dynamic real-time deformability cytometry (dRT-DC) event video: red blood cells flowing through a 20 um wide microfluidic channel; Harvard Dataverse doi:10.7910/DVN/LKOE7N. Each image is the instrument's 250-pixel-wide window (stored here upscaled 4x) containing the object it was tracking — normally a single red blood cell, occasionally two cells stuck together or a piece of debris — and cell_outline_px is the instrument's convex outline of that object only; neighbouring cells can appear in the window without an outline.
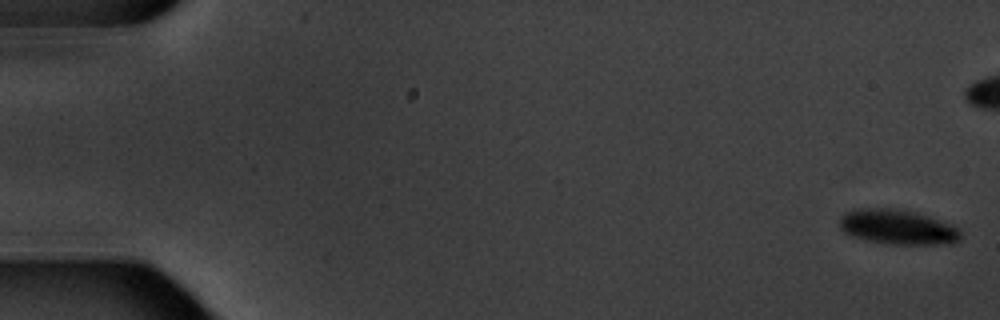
{"species": "common noctule bat (a hibernating species)", "species_latin": "Nyctalus noctula", "temperature_condition": "warm", "stored_images_in_passage": 6, "camera_frame_rate_fps": 3000, "um_per_image_px": 0.085, "animal": {"sex": "male", "body_mass_g": 20.1, "forearm_length_mm": 53.5}, "frame": {"image": 1, "passage_image": 1, "time_ms": 0.0, "image_size_px": [1000, 320], "cell_outline_px": [[960, 240], [936, 244], [892, 244], [868, 240], [852, 236], [844, 232], [840, 228], [840, 216], [844, 212], [852, 208], [896, 208], [916, 212], [928, 216], [960, 228]], "centroid_in_image_um": [76.24, 19.27], "position_along_channel_um": 8.8, "area_um2": 24.51}}
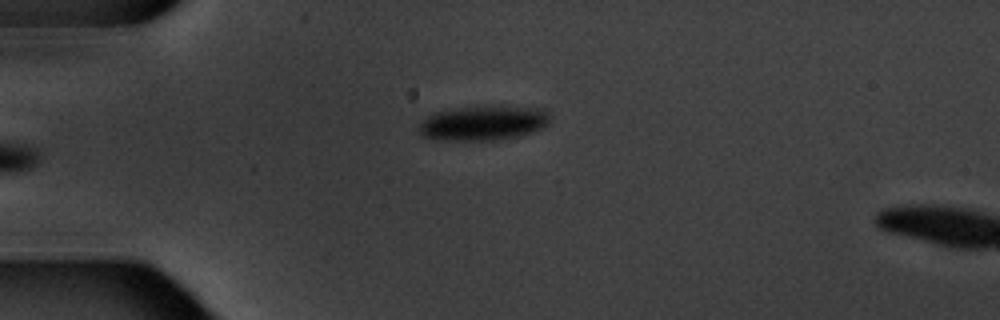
{"frame": {"image": 2, "passage_image": 6, "time_ms": 6.667, "image_size_px": [1000, 320], "cell_outline_px": [[548, 124], [532, 132], [516, 136], [496, 140], [436, 140], [424, 136], [416, 128], [432, 112], [456, 108], [492, 104], [500, 104], [544, 108], [548, 112]], "centroid_in_image_um": [41.08, 10.41], "position_along_channel_um": 43.9, "area_um2": 27.11}}